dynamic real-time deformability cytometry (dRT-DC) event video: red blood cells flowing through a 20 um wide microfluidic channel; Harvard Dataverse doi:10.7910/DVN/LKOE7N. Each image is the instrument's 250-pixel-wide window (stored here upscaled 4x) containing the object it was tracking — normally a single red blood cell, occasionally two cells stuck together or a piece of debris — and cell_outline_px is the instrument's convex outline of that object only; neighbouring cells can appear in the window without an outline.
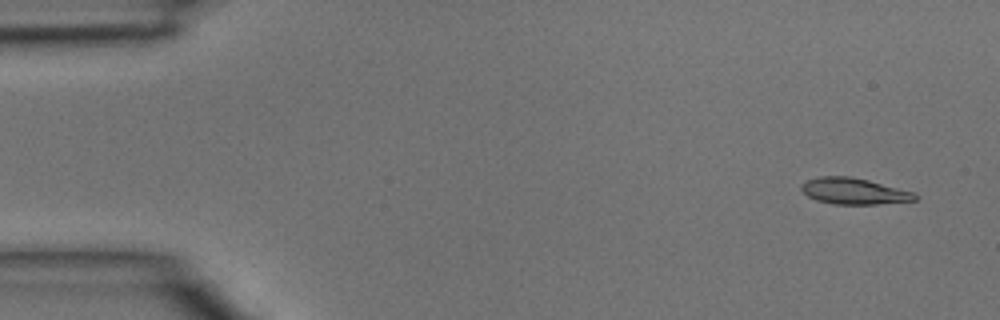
{"species": "common noctule bat (a hibernating species)", "species_latin": "Nyctalus noctula", "temperature_condition": "room temperature", "stored_images_in_passage": 5, "camera_frame_rate_fps": 3000, "um_per_image_px": 0.085, "animal": {"sex": "male", "body_mass_g": 15.6}, "frame": {"image": 1, "passage_image": 1, "time_ms": 0.0, "image_size_px": [1000, 320], "cell_outline_px": [[920, 196], [916, 200], [876, 204], [832, 204], [816, 200], [808, 196], [800, 188], [800, 184], [804, 180], [820, 176], [852, 176], [916, 192]], "centroid_in_image_um": [72.59, 16.24], "position_along_channel_um": 12.4, "area_um2": 17.63}}
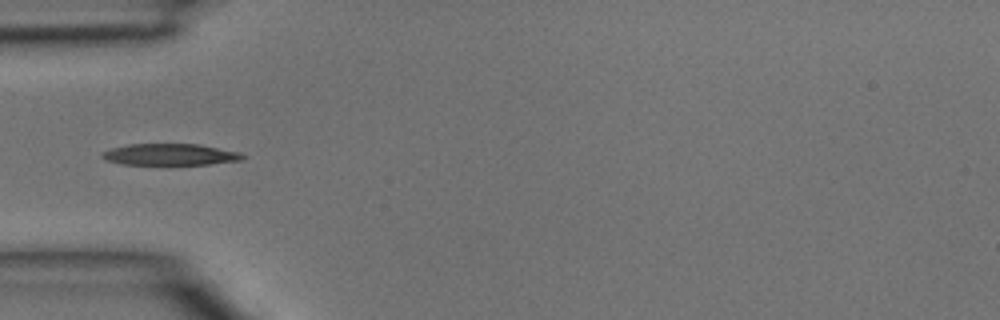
{"frame": {"image": 2, "passage_image": 4, "time_ms": 1.0, "image_size_px": [1000, 320], "cell_outline_px": [[248, 156], [244, 160], [208, 164], [168, 168], [120, 164], [104, 160], [100, 156], [100, 152], [112, 148], [128, 144], [200, 144], [240, 152]], "centroid_in_image_um": [14.44, 13.19], "position_along_channel_um": 70.6, "area_um2": 19.07}}
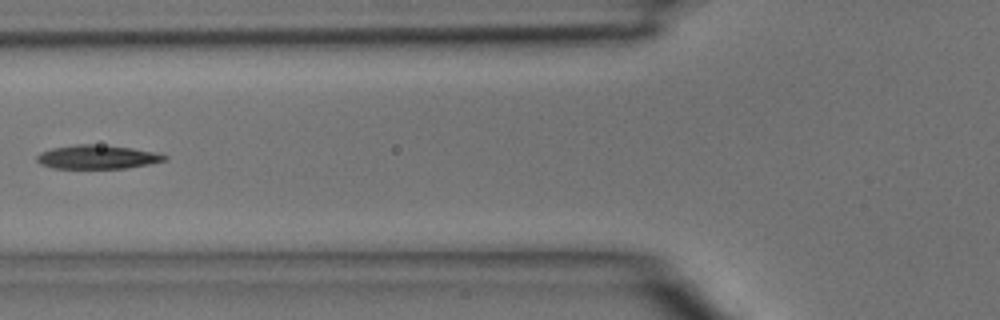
{"frame": {"image": 3, "passage_image": 5, "time_ms": 1.333, "image_size_px": [1000, 320], "cell_outline_px": [[168, 160], [148, 164], [124, 168], [52, 168], [36, 160], [36, 156], [40, 152], [52, 148], [76, 144], [92, 144], [132, 148], [156, 152], [168, 156]], "centroid_in_image_um": [8.29, 13.34], "position_along_channel_um": 117.5, "area_um2": 17.57}}